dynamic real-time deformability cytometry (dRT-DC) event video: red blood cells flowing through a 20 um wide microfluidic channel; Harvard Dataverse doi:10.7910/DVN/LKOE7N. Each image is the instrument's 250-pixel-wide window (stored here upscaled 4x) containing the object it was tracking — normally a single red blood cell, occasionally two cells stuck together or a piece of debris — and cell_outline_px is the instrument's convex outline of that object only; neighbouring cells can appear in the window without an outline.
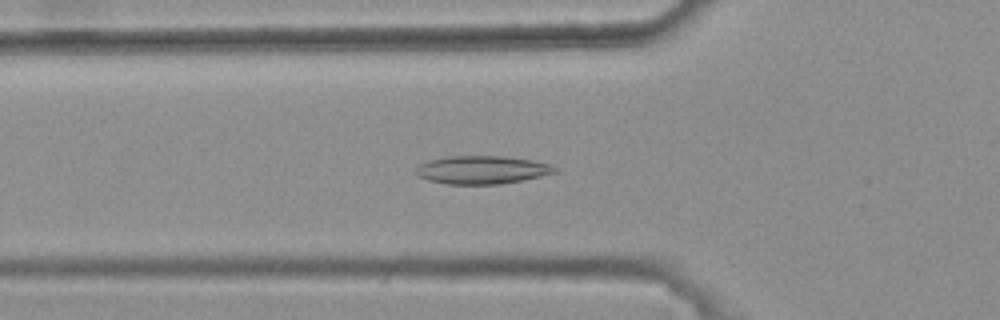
{"species": "common noctule bat (a hibernating species)", "species_latin": "Nyctalus noctula", "temperature_condition": "warm", "stored_images_in_passage": 44, "camera_frame_rate_fps": 3000, "um_per_image_px": 0.085, "animal": {"sex": "female", "body_mass_g": 25.1}, "frame": {"image": 1, "passage_image": 16, "time_ms": 5.0, "image_size_px": [1000, 320], "cell_outline_px": [[556, 172], [524, 180], [500, 184], [448, 184], [428, 180], [416, 176], [416, 168], [420, 164], [432, 160], [452, 156], [504, 156], [532, 160], [548, 164], [556, 168]], "centroid_in_image_um": [40.96, 14.44], "position_along_channel_um": 84.8, "area_um2": 22.54}}
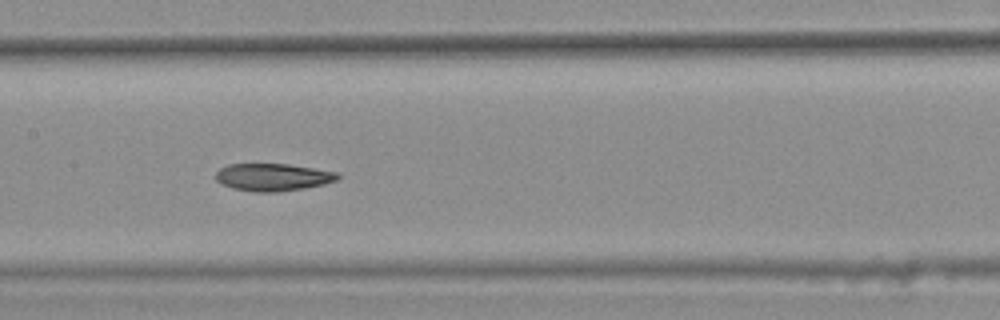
{"frame": {"image": 2, "passage_image": 24, "time_ms": 7.667, "image_size_px": [1000, 320], "cell_outline_px": [[340, 176], [336, 180], [324, 184], [304, 188], [280, 192], [252, 192], [232, 188], [220, 184], [216, 180], [216, 172], [220, 168], [228, 164], [288, 164], [336, 172]], "centroid_in_image_um": [23.15, 15.07], "position_along_channel_um": 184.3, "area_um2": 19.54}}
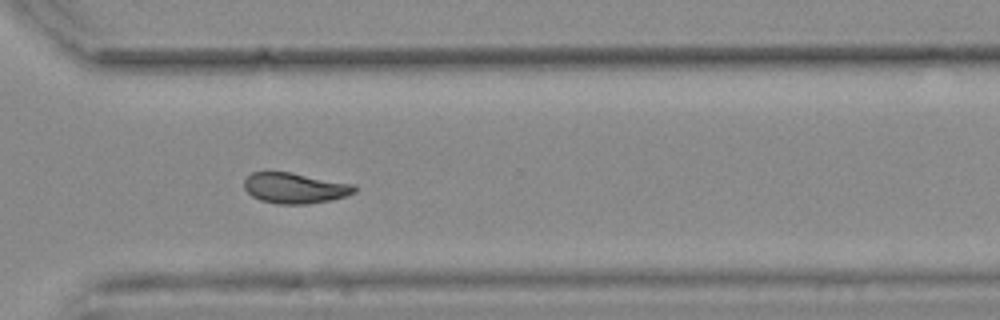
{"frame": {"image": 3, "passage_image": 37, "time_ms": 12.0, "image_size_px": [1000, 320], "cell_outline_px": [[356, 192], [332, 200], [308, 204], [276, 204], [260, 200], [252, 196], [244, 188], [244, 180], [252, 172], [288, 172], [356, 184]], "centroid_in_image_um": [25.08, 15.99], "position_along_channel_um": 345.5, "area_um2": 19.71}, "authors_computed_cell_mechanics": {"area_um2": 20.2878, "velocity_mm_per_s": 3.7123, "shape_relaxation_time_tau1_ms": null, "shape_relaxation_time_tau2_ms": 4.4047, "deformation_change_tau1": null, "deformation_change_tau2": 0.0868}}